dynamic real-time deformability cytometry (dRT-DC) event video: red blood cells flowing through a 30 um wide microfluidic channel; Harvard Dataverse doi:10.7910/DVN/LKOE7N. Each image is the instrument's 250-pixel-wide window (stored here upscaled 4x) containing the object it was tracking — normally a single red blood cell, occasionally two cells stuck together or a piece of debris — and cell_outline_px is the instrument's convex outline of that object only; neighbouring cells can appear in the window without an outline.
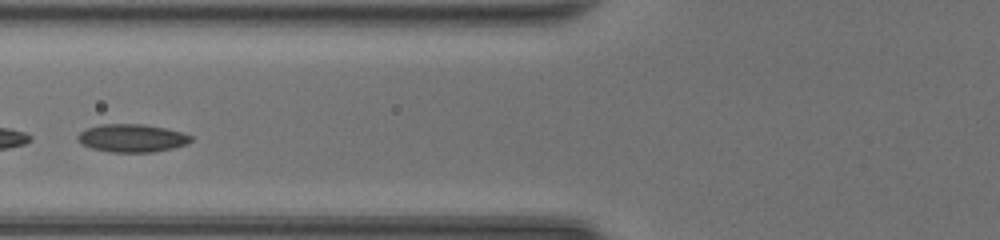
{"species": "common noctule bat (a hibernating species)", "species_latin": "Nyctalus noctula", "temperature_condition": "room temperature", "stored_images_in_passage": 39, "segment_of_instrument_passage": [2, 2], "camera_frame_rate_fps": 3000, "um_per_image_px": 0.085, "animal": {"sex": "female", "body_mass_g": 20.0, "forearm_length_mm": 54.0}, "frame": {"image": 1, "passage_image": 12, "time_ms": 3.667, "image_size_px": [1000, 240], "cell_outline_px": [[192, 140], [188, 144], [172, 148], [152, 152], [112, 152], [92, 148], [76, 140], [76, 136], [84, 128], [100, 124], [144, 124], [164, 128], [180, 132], [192, 136]], "centroid_in_image_um": [11.19, 11.73], "position_along_channel_um": 114.6, "area_um2": 18.44}}
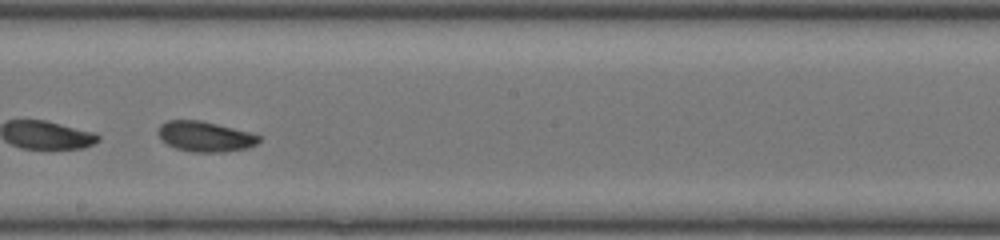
{"frame": {"image": 2, "passage_image": 20, "time_ms": 6.333, "image_size_px": [1000, 240], "cell_outline_px": [[260, 140], [256, 144], [248, 148], [224, 152], [192, 152], [176, 148], [160, 140], [156, 132], [160, 124], [168, 120], [200, 120], [248, 132], [260, 136]], "centroid_in_image_um": [17.38, 11.61], "position_along_channel_um": 230.8, "area_um2": 17.8}}
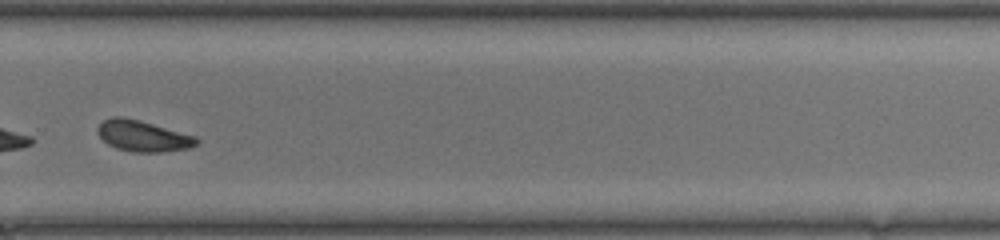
{"frame": {"image": 3, "passage_image": 26, "time_ms": 8.333, "image_size_px": [1000, 240], "cell_outline_px": [[200, 140], [196, 144], [188, 148], [164, 152], [132, 152], [116, 148], [108, 144], [96, 132], [96, 128], [104, 120], [112, 116], [124, 116], [140, 120], [196, 136]], "centroid_in_image_um": [12.14, 11.55], "position_along_channel_um": 317.7, "area_um2": 17.98}}